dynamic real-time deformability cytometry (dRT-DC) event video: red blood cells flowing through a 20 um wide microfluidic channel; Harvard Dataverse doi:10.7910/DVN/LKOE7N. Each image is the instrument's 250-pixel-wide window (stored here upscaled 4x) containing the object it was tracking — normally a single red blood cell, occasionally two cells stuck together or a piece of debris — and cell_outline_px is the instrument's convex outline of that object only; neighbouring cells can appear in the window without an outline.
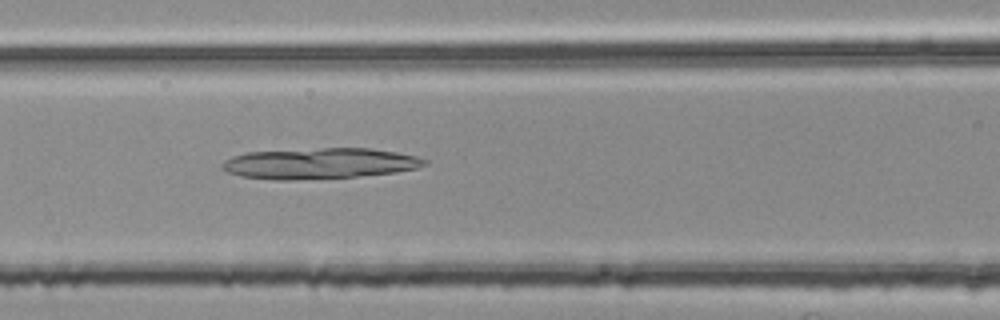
{"species": "common noctule bat (a hibernating species)", "species_latin": "Nyctalus noctula", "temperature_condition": "room temperature", "stored_images_in_passage": 38, "camera_frame_rate_fps": 3000, "um_per_image_px": 0.085, "animal": {"sex": "female", "body_mass_g": 25.1}, "frame": {"image": 1, "passage_image": 7, "time_ms": 2.0, "image_size_px": [1000, 320], "cell_outline_px": [[428, 164], [416, 168], [396, 172], [356, 176], [296, 180], [276, 180], [240, 176], [228, 172], [220, 168], [220, 164], [224, 160], [232, 156], [248, 152], [320, 148], [372, 148], [396, 152], [416, 156], [428, 160]], "centroid_in_image_um": [27.14, 13.89], "position_along_channel_um": 139.5, "area_um2": 36.41}}
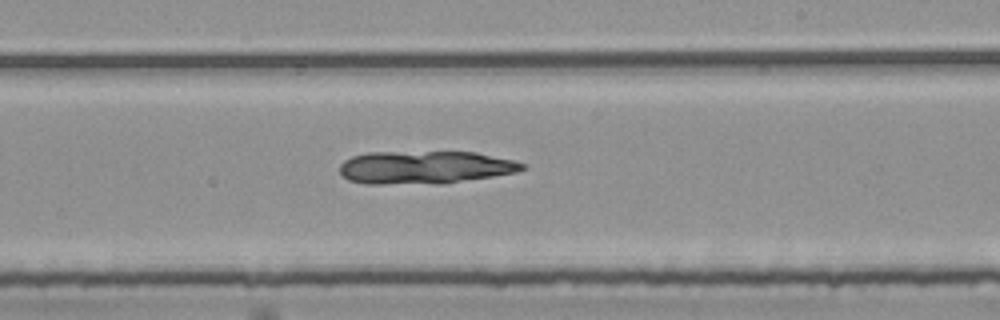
{"frame": {"image": 2, "passage_image": 16, "time_ms": 5.0, "image_size_px": [1000, 320], "cell_outline_px": [[528, 168], [516, 172], [444, 184], [364, 184], [348, 180], [340, 172], [340, 164], [344, 160], [352, 156], [368, 152], [476, 152], [512, 160], [524, 164]], "centroid_in_image_um": [36.09, 14.23], "position_along_channel_um": 252.9, "area_um2": 35.26}}
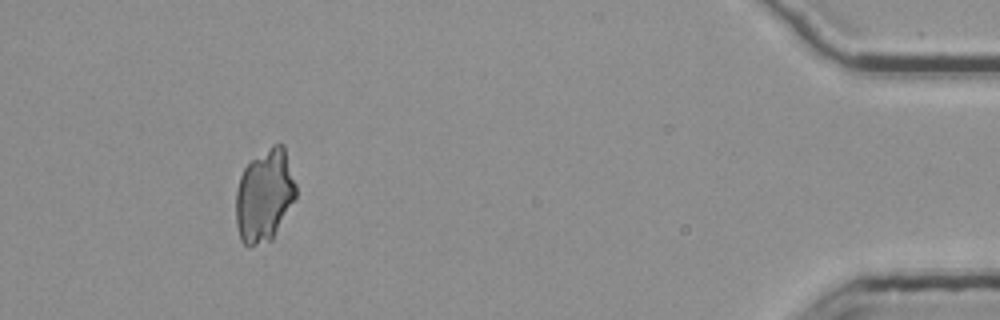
{"frame": {"image": 3, "passage_image": 34, "time_ms": 11.0, "image_size_px": [1000, 320], "cell_outline_px": [[296, 196], [272, 240], [248, 248], [240, 240], [236, 224], [236, 192], [240, 176], [244, 168], [252, 160], [272, 144], [284, 144], [296, 184]], "centroid_in_image_um": [22.47, 16.64], "position_along_channel_um": 412.7, "area_um2": 32.48}}